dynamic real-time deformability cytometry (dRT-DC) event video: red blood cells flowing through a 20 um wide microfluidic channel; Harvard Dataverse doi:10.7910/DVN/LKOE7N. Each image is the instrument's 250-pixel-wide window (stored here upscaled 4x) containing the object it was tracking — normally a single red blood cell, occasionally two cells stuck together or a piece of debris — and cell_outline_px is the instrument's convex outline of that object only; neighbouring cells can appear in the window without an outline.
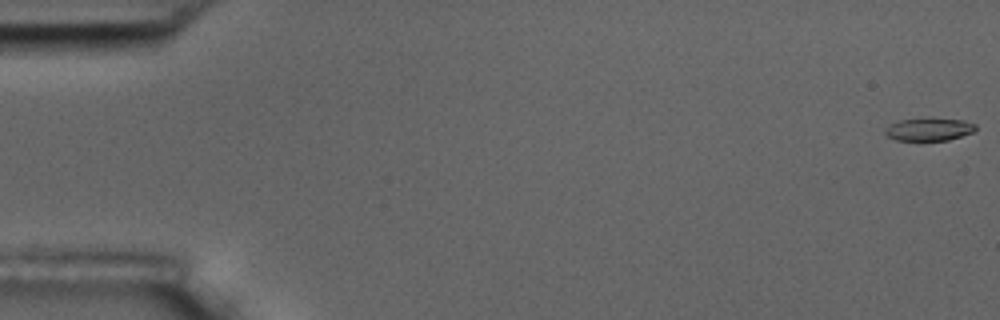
{"species": "common noctule bat (a hibernating species)", "species_latin": "Nyctalus noctula", "temperature_condition": "room temperature", "stored_images_in_passage": 6, "camera_frame_rate_fps": 3000, "um_per_image_px": 0.085, "animal": {"sex": "male", "body_mass_g": 17.5, "forearm_length_mm": 52.3}, "frame": {"image": 1, "passage_image": 1, "time_ms": 0.0, "image_size_px": [1000, 320], "cell_outline_px": [[976, 128], [972, 132], [948, 140], [920, 144], [896, 140], [888, 136], [884, 132], [892, 124], [900, 120], [964, 120], [976, 124]], "centroid_in_image_um": [78.95, 11.08], "position_along_channel_um": 6.0, "area_um2": 12.02}}
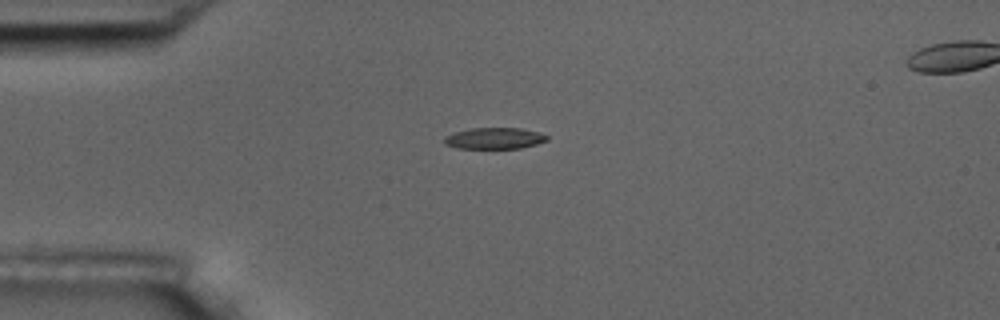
{"frame": {"image": 2, "passage_image": 5, "time_ms": 4.667, "image_size_px": [1000, 320], "cell_outline_px": [[548, 140], [536, 144], [520, 148], [456, 148], [444, 144], [444, 136], [452, 132], [468, 128], [520, 128], [536, 132], [548, 136]], "centroid_in_image_um": [41.96, 11.75], "position_along_channel_um": 43.0, "area_um2": 12.77}}